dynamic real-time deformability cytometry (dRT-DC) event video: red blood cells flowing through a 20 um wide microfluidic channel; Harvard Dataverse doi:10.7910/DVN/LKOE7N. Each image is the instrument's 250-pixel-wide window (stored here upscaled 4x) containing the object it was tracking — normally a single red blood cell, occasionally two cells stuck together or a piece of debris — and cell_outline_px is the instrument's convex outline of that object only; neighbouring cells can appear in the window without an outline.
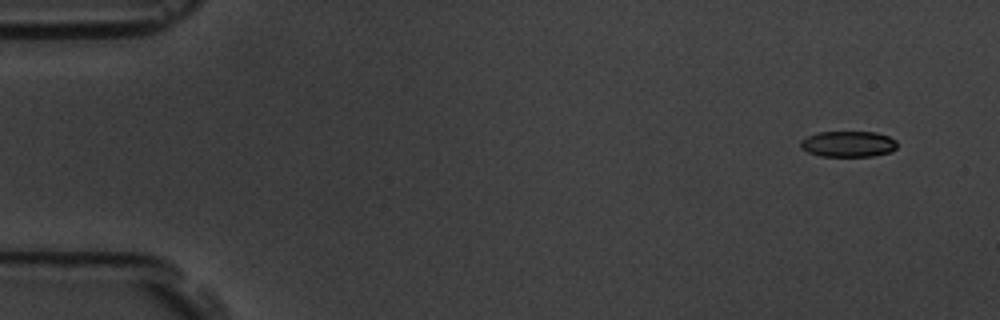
{"species": "common noctule bat (a hibernating species)", "species_latin": "Nyctalus noctula", "temperature_condition": "room temperature", "stored_images_in_passage": 4, "camera_frame_rate_fps": 3000, "um_per_image_px": 0.085, "animal": {"sex": "male", "body_mass_g": 19.5, "forearm_length_mm": 54.6}, "frame": {"image": 1, "passage_image": 1, "time_ms": 0.0, "image_size_px": [1000, 320], "cell_outline_px": [[896, 148], [892, 152], [872, 156], [820, 156], [808, 152], [800, 148], [800, 140], [808, 136], [820, 132], [876, 132], [888, 136], [896, 140]], "centroid_in_image_um": [72.1, 12.24], "position_along_channel_um": 12.9, "area_um2": 14.62}}
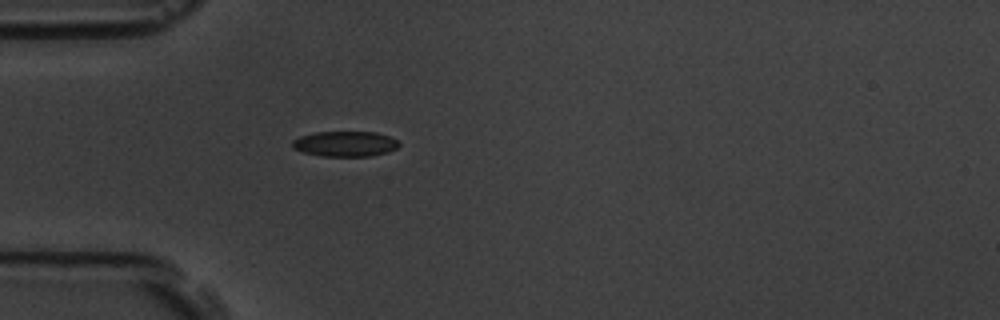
{"frame": {"image": 2, "passage_image": 4, "time_ms": 4.333, "image_size_px": [1000, 320], "cell_outline_px": [[400, 144], [396, 148], [388, 152], [372, 156], [320, 156], [304, 152], [292, 148], [292, 140], [300, 136], [316, 132], [376, 132], [388, 136], [396, 140]], "centroid_in_image_um": [29.32, 12.23], "position_along_channel_um": 55.7, "area_um2": 15.72}}